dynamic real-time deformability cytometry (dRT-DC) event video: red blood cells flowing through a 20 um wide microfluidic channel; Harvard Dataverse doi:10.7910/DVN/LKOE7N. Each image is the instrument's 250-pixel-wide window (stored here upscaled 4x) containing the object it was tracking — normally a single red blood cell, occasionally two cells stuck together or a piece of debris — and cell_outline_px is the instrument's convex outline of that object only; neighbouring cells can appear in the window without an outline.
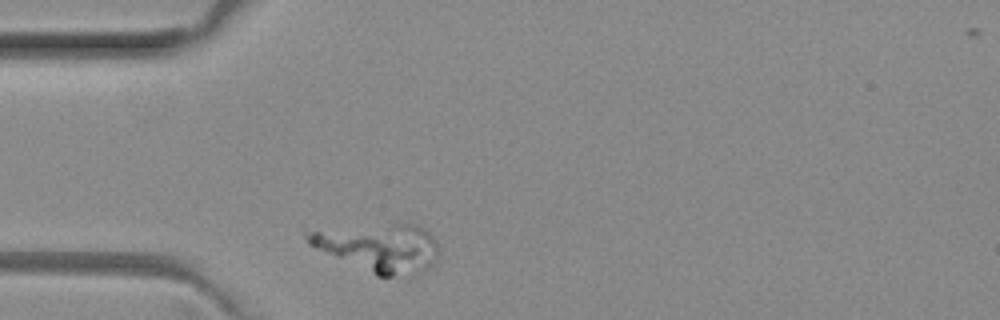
{"species": "common noctule bat (a hibernating species)", "species_latin": "Nyctalus noctula", "temperature_condition": "room temperature", "stored_images_in_passage": 2, "camera_frame_rate_fps": 3000, "um_per_image_px": 0.085, "animal": {"sex": "female", "body_mass_g": 29.2, "forearm_length_mm": 56.3}, "frame": {"image": 1, "passage_image": 1, "time_ms": 0.0, "image_size_px": [1000, 320], "cell_outline_px": [[440, 252], [436, 260], [424, 272], [392, 276], [376, 276], [308, 244], [304, 236], [304, 232], [396, 220], [408, 220], [424, 228], [436, 240]], "centroid_in_image_um": [32.27, 20.98], "position_along_channel_um": 52.7, "area_um2": 37.8}}